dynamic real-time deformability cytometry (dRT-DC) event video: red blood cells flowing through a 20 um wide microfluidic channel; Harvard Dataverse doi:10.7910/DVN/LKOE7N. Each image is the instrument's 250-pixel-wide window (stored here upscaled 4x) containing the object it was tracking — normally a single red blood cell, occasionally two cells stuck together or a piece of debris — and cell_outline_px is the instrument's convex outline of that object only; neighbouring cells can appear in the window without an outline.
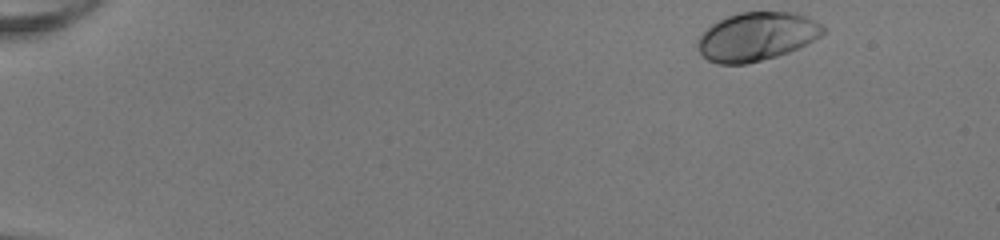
{"species": "human", "species_latin": "Homo sapiens", "temperature_condition": "room temperature", "stored_images_in_passage": 47, "camera_frame_rate_fps": 3000, "um_per_image_px": 0.085, "donor": {"sex": "female"}, "frame": {"image": 1, "passage_image": 1, "time_ms": 0.0, "image_size_px": [1000, 240], "cell_outline_px": [[828, 28], [820, 36], [788, 52], [776, 56], [744, 64], [716, 64], [708, 60], [700, 52], [696, 40], [712, 24], [728, 16], [740, 12], [796, 12]], "centroid_in_image_um": [64.3, 3.1], "position_along_channel_um": 20.7, "area_um2": 34.97}}
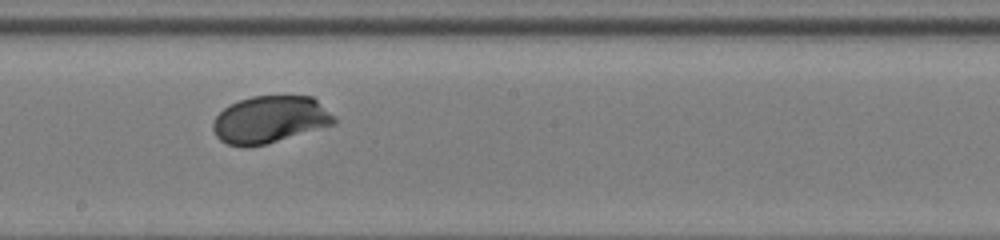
{"frame": {"image": 2, "passage_image": 26, "time_ms": 8.333, "image_size_px": [1000, 240], "cell_outline_px": [[336, 124], [264, 144], [248, 148], [244, 148], [228, 144], [220, 140], [216, 136], [212, 128], [212, 124], [216, 116], [224, 108], [240, 100], [252, 96], [312, 96], [336, 116]], "centroid_in_image_um": [22.95, 10.17], "position_along_channel_um": 225.3, "area_um2": 33.29}}
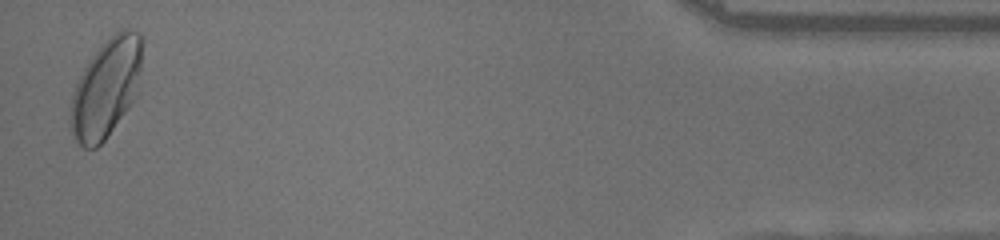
{"frame": {"image": 3, "passage_image": 46, "time_ms": 15.0, "image_size_px": [1000, 240], "cell_outline_px": [[140, 72], [136, 96], [132, 104], [104, 140], [96, 148], [84, 148], [76, 140], [72, 132], [68, 120], [72, 96], [76, 84], [88, 60], [120, 28], [128, 28], [140, 32]], "centroid_in_image_um": [9.0, 7.52], "position_along_channel_um": 426.2, "area_um2": 40.69}, "authors_computed_cell_mechanics": {"area_um2": 33.6974, "velocity_mm_per_s": 4.0501, "shape_relaxation_time_tau1_ms": 2.0671, "shape_relaxation_time_tau2_ms": null, "deformation_change_tau1": 0.1224, "deformation_change_tau2": null}}